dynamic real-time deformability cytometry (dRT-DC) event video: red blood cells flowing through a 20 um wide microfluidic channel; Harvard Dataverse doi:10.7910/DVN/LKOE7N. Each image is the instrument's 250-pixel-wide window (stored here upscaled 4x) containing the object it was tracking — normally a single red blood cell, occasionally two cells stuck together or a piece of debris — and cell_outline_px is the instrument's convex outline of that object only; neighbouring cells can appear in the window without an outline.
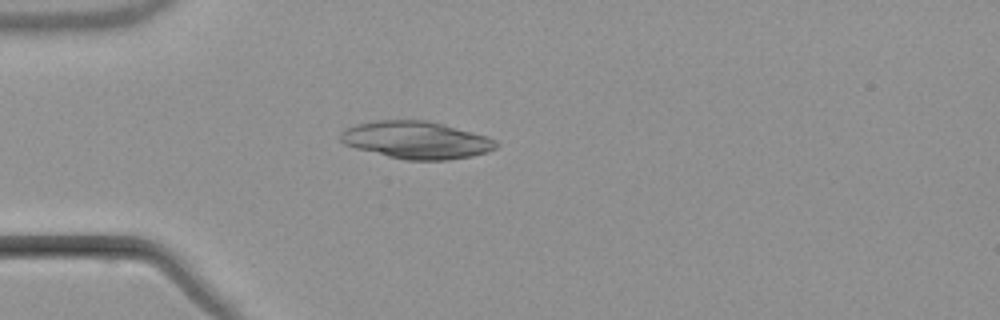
{"species": "common noctule bat (a hibernating species)", "species_latin": "Nyctalus noctula", "temperature_condition": "warm", "stored_images_in_passage": 4, "camera_frame_rate_fps": 3000, "um_per_image_px": 0.085, "animal": {"sex": "male", "body_mass_g": 21.5, "forearm_length_mm": 52.0}, "frame": {"image": 1, "passage_image": 4, "time_ms": 3.667, "image_size_px": [1000, 320], "cell_outline_px": [[500, 144], [496, 148], [488, 152], [472, 156], [448, 160], [404, 160], [356, 148], [344, 144], [340, 140], [340, 132], [344, 128], [356, 124], [376, 120], [424, 120], [488, 136], [496, 140]], "centroid_in_image_um": [35.38, 11.91], "position_along_channel_um": 49.6, "area_um2": 33.93}}